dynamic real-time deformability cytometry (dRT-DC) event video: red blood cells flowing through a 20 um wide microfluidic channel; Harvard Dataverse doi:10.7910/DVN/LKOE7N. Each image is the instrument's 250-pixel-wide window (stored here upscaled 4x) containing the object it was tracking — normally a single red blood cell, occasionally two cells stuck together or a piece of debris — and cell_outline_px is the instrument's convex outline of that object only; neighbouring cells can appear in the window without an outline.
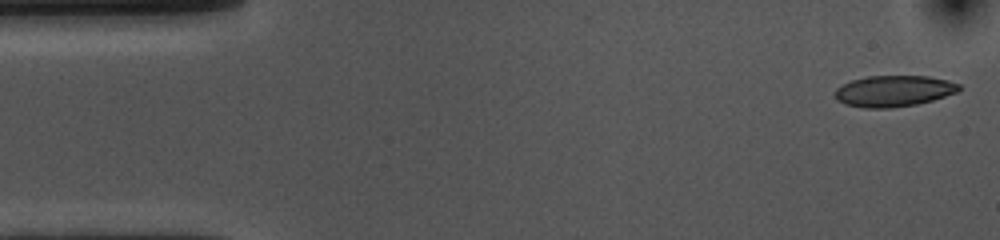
{"species": "common noctule bat (a hibernating species)", "species_latin": "Nyctalus noctula", "temperature_condition": "cold", "stored_images_in_passage": 12, "camera_frame_rate_fps": 3000, "um_per_image_px": 0.085, "animal": {"sex": "female", "body_mass_g": 10.0, "forearm_length_mm": 53.1}, "frame": {"image": 1, "passage_image": 1, "time_ms": 0.0, "image_size_px": [1000, 240], "cell_outline_px": [[960, 88], [956, 92], [932, 100], [916, 104], [892, 108], [864, 108], [844, 104], [836, 100], [836, 88], [852, 80], [868, 76], [928, 76], [948, 80], [960, 84]], "centroid_in_image_um": [75.95, 7.74], "position_along_channel_um": 9.0, "area_um2": 22.43}}